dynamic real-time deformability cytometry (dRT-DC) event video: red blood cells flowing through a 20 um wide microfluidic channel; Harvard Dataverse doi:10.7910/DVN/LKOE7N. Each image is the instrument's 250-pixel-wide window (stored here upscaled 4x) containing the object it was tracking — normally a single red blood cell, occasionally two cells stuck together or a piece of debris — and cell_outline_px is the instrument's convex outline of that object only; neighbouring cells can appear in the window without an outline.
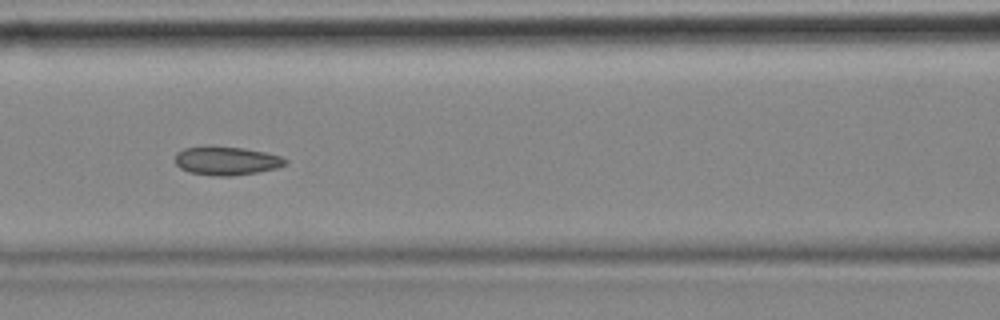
{"species": "common noctule bat (a hibernating species)", "species_latin": "Nyctalus noctula", "temperature_condition": "cold", "stored_images_in_passage": 6, "camera_frame_rate_fps": 3000, "um_per_image_px": 0.085, "animal": {"sex": "female", "body_mass_g": 18.4}, "frame": {"image": 1, "passage_image": 6, "time_ms": 1.667, "image_size_px": [1000, 320], "cell_outline_px": [[288, 164], [276, 168], [256, 172], [232, 176], [216, 176], [188, 172], [180, 168], [176, 164], [176, 152], [184, 148], [244, 148], [264, 152], [280, 156], [288, 160]], "centroid_in_image_um": [19.28, 13.7], "position_along_channel_um": 147.3, "area_um2": 17.86}}